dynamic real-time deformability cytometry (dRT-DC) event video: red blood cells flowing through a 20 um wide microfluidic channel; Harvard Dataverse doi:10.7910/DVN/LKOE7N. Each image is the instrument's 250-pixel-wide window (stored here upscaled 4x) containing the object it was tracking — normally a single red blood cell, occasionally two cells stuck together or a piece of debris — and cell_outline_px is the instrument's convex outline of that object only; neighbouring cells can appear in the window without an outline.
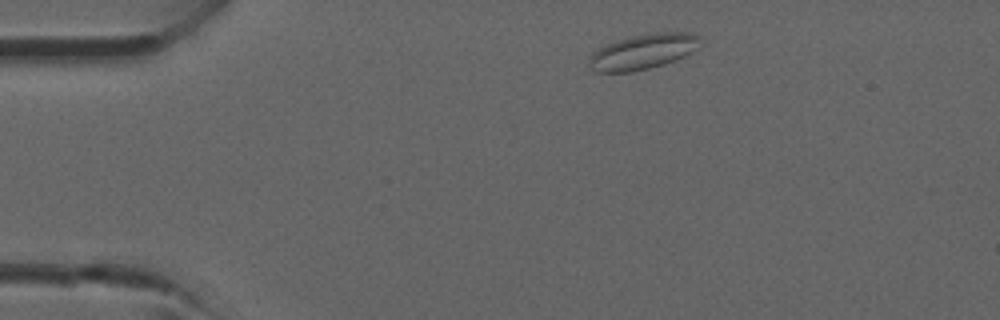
{"species": "common noctule bat (a hibernating species)", "species_latin": "Nyctalus noctula", "temperature_condition": "room temperature", "stored_images_in_passage": 3, "camera_frame_rate_fps": 3000, "um_per_image_px": 0.085, "animal": {"sex": "male", "forearm_length_mm": 52.5}, "frame": {"image": 1, "passage_image": 1, "time_ms": 0.0, "image_size_px": [1000, 320], "cell_outline_px": [[700, 48], [684, 56], [664, 64], [632, 72], [596, 72], [588, 64], [588, 60], [592, 52], [608, 44], [632, 36], [652, 32], [692, 32], [700, 36]], "centroid_in_image_um": [54.7, 4.38], "position_along_channel_um": 30.3, "area_um2": 22.83}}